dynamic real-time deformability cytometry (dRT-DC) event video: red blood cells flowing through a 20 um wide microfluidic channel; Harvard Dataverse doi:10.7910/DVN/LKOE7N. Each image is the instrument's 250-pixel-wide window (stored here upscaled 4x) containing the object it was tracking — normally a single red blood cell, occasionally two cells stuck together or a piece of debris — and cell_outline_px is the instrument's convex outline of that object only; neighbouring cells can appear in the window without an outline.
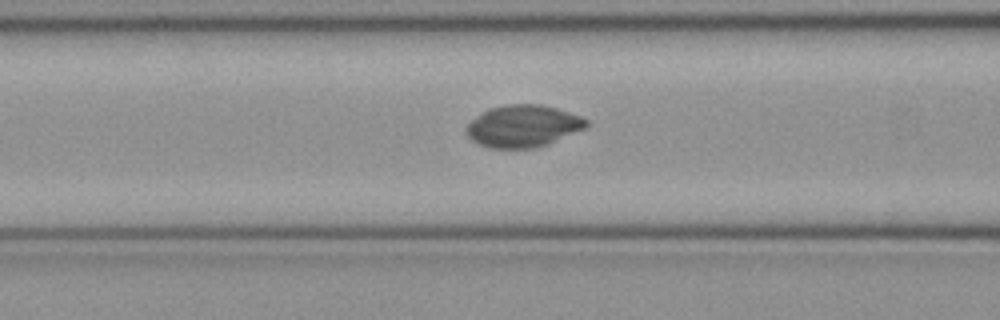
{"species": "common noctule bat (a hibernating species)", "species_latin": "Nyctalus noctula", "temperature_condition": "cold", "stored_images_in_passage": 50, "camera_frame_rate_fps": 3000, "um_per_image_px": 0.085, "animal": {"sex": "female", "body_mass_g": 21.9}, "frame": {"image": 1, "passage_image": 20, "time_ms": 6.333, "image_size_px": [1000, 320], "cell_outline_px": [[588, 128], [548, 144], [536, 148], [488, 148], [472, 140], [464, 132], [468, 124], [472, 120], [488, 108], [508, 104], [540, 104], [556, 108], [580, 116], [588, 120]], "centroid_in_image_um": [44.48, 10.72], "position_along_channel_um": 122.1, "area_um2": 29.54}}
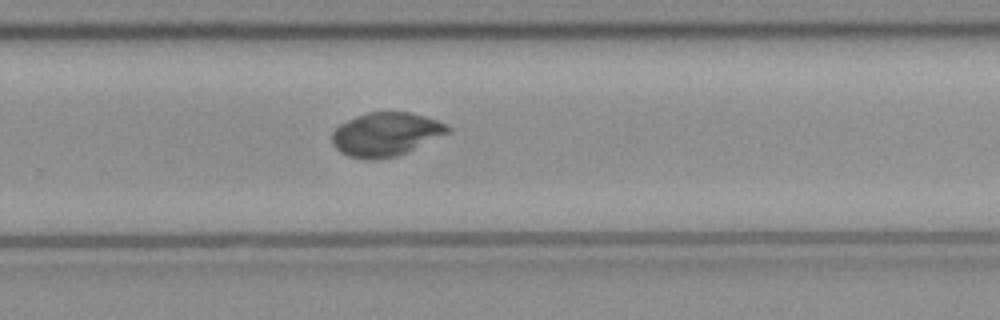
{"frame": {"image": 2, "passage_image": 33, "time_ms": 10.667, "image_size_px": [1000, 320], "cell_outline_px": [[452, 128], [448, 132], [396, 156], [376, 160], [364, 160], [348, 156], [340, 152], [332, 144], [332, 132], [340, 124], [356, 116], [368, 112], [408, 112], [424, 116], [448, 124]], "centroid_in_image_um": [32.74, 11.41], "position_along_channel_um": 297.1, "area_um2": 29.13}}
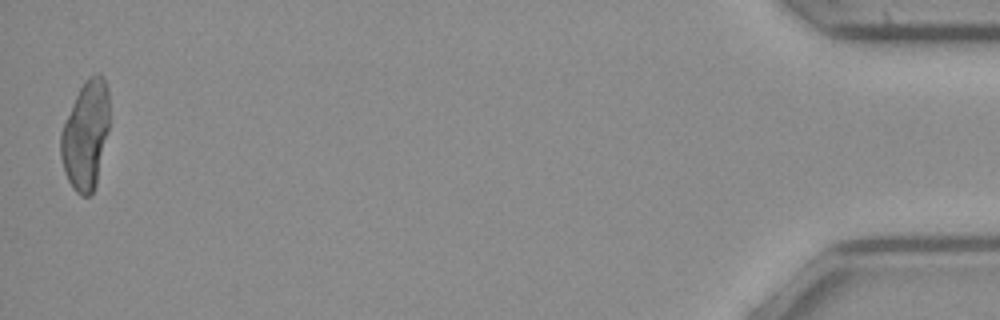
{"frame": {"image": 3, "passage_image": 50, "time_ms": 16.333, "image_size_px": [1000, 320], "cell_outline_px": [[108, 132], [96, 184], [92, 192], [88, 196], [80, 196], [76, 192], [68, 180], [64, 172], [60, 156], [60, 132], [72, 104], [84, 80], [88, 76], [96, 72], [100, 72], [104, 76], [108, 88]], "centroid_in_image_um": [7.28, 11.45], "position_along_channel_um": 427.9, "area_um2": 30.92}}